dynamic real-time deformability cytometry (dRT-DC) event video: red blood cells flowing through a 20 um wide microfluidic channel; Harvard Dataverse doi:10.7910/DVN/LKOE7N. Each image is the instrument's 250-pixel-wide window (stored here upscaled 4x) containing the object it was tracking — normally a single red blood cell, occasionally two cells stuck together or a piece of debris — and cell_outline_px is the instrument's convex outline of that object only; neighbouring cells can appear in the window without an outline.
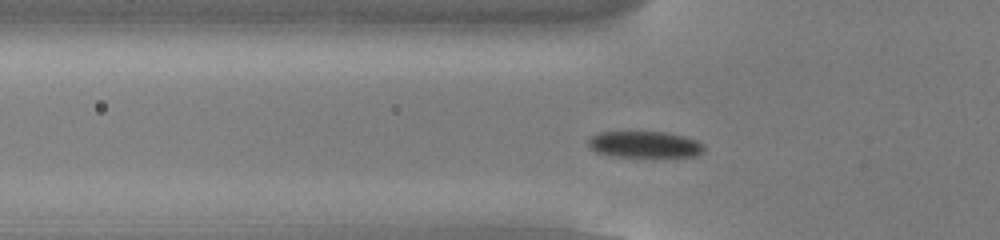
{"species": "common noctule bat (a hibernating species)", "species_latin": "Nyctalus noctula", "temperature_condition": "cold", "stored_images_in_passage": 46, "camera_frame_rate_fps": 3000, "um_per_image_px": 0.085, "animal": {"sex": "male", "body_mass_g": 13.0, "forearm_length_mm": 53.1}, "frame": {"image": 1, "passage_image": 10, "time_ms": 3.0, "image_size_px": [1000, 240], "cell_outline_px": [[704, 152], [696, 156], [612, 156], [596, 152], [588, 144], [588, 136], [596, 132], [664, 132], [684, 136], [696, 140], [704, 144]], "centroid_in_image_um": [54.78, 12.27], "position_along_channel_um": 71.0, "area_um2": 17.8}}
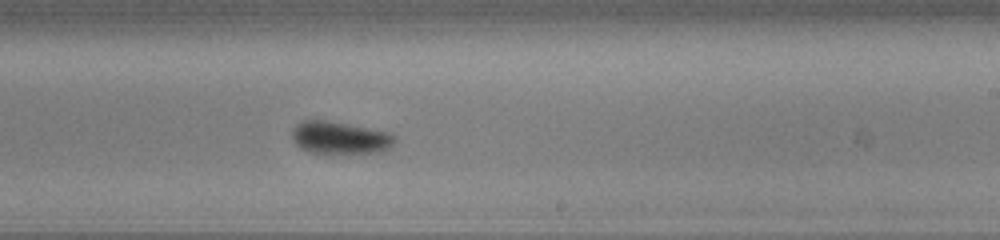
{"frame": {"image": 2, "passage_image": 25, "time_ms": 8.0, "image_size_px": [1000, 240], "cell_outline_px": [[396, 140], [392, 148], [380, 152], [308, 152], [300, 148], [292, 140], [292, 128], [296, 124], [304, 120], [324, 120], [388, 132]], "centroid_in_image_um": [28.86, 11.7], "position_along_channel_um": 260.1, "area_um2": 19.07}}
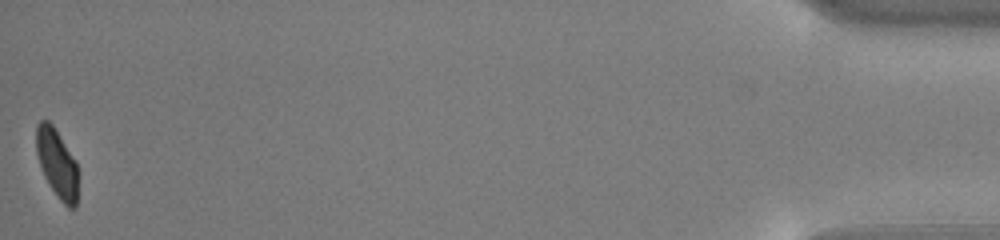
{"frame": {"image": 3, "passage_image": 46, "time_ms": 15.0, "image_size_px": [1000, 240], "cell_outline_px": [[76, 208], [68, 208], [60, 200], [48, 184], [44, 176], [36, 152], [36, 124], [40, 120], [48, 120], [52, 124], [76, 160]], "centroid_in_image_um": [4.82, 13.86], "position_along_channel_um": 430.4, "area_um2": 16.53}, "authors_computed_cell_mechanics": {"area_um2": 18.8139, "velocity_mm_per_s": 3.7916, "shape_relaxation_time_tau1_ms": 2.3472, "shape_relaxation_time_tau2_ms": null, "deformation_change_tau1": 0.071, "deformation_change_tau2": null}}